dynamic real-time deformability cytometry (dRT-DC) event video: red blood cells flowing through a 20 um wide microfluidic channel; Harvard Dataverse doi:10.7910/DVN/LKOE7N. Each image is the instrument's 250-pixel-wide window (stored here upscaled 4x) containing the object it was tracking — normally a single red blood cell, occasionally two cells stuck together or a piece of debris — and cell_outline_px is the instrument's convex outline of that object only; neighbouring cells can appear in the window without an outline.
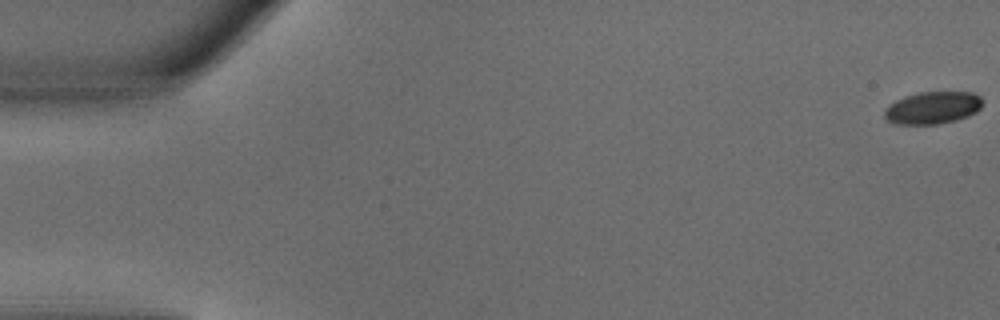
{"species": "common noctule bat (a hibernating species)", "species_latin": "Nyctalus noctula", "temperature_condition": "warm", "stored_images_in_passage": 51, "camera_frame_rate_fps": 3000, "um_per_image_px": 0.085, "animal": {"sex": "male", "body_mass_g": 18.8}, "frame": {"image": 1, "passage_image": 1, "time_ms": 0.0, "image_size_px": [1000, 320], "cell_outline_px": [[984, 100], [980, 108], [976, 112], [968, 116], [956, 120], [936, 124], [892, 124], [884, 116], [884, 108], [888, 104], [904, 96], [920, 92], [972, 92], [980, 96]], "centroid_in_image_um": [79.26, 9.15], "position_along_channel_um": 5.7, "area_um2": 18.67}}
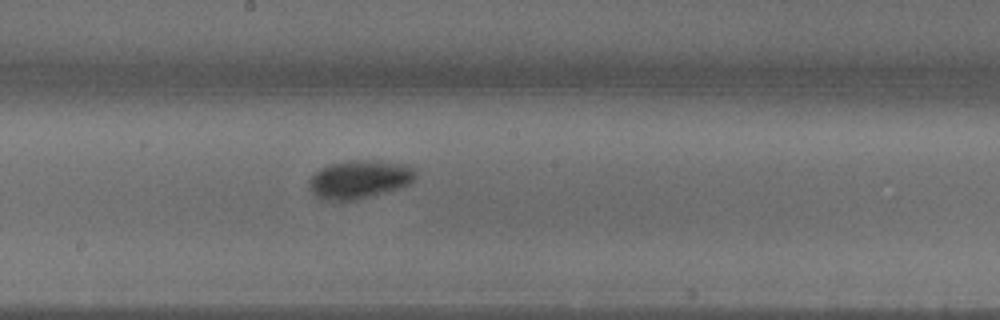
{"frame": {"image": 2, "passage_image": 28, "time_ms": 9.0, "image_size_px": [1000, 320], "cell_outline_px": [[416, 176], [408, 184], [400, 188], [352, 200], [324, 200], [316, 196], [308, 188], [308, 180], [320, 168], [332, 164], [352, 160], [376, 160], [408, 164], [416, 168]], "centroid_in_image_um": [30.56, 15.23], "position_along_channel_um": 217.6, "area_um2": 23.76}}
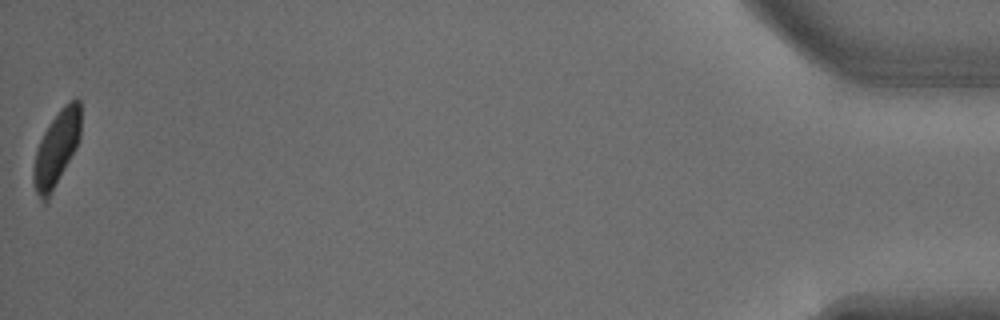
{"frame": {"image": 3, "passage_image": 51, "time_ms": 16.667, "image_size_px": [1000, 320], "cell_outline_px": [[80, 136], [76, 148], [48, 204], [44, 204], [40, 200], [32, 184], [32, 168], [36, 152], [40, 140], [48, 124], [60, 108], [64, 104], [76, 96], [80, 100]], "centroid_in_image_um": [4.78, 12.71], "position_along_channel_um": 430.4, "area_um2": 21.44}, "authors_computed_cell_mechanics": {"area_um2": 21.4438, "velocity_mm_per_s": 4.0254, "shape_relaxation_time_tau1_ms": 2.4913, "shape_relaxation_time_tau2_ms": null, "deformation_change_tau1": 0.118, "deformation_change_tau2": null}}